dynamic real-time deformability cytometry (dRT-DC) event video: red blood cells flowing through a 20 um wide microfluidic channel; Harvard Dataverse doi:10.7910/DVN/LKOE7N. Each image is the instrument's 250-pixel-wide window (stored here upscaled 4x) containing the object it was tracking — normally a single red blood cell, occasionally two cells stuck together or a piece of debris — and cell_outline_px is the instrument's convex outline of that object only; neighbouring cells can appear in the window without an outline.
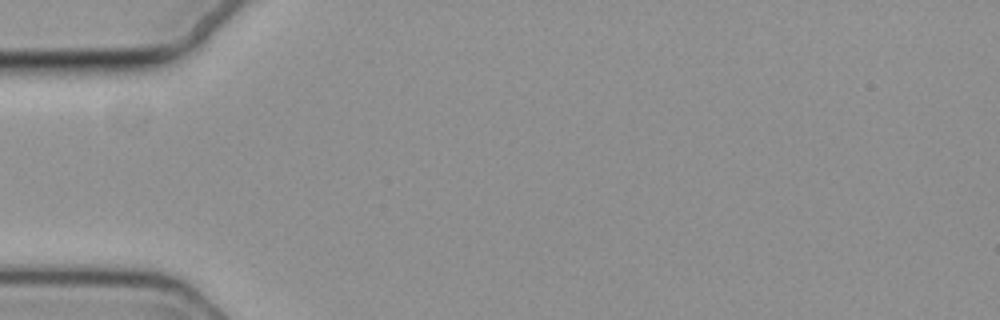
{"species": "common noctule bat (a hibernating species)", "species_latin": "Nyctalus noctula", "temperature_condition": "cold", "stored_images_in_passage": 4, "camera_frame_rate_fps": 3000, "um_per_image_px": 0.085, "animal": {"sex": "female", "body_mass_g": 19.3, "forearm_length_mm": 54.1}, "frame": {"image": 1, "passage_image": 1, "time_ms": 0.0, "image_size_px": [1000, 320], "cell_outline_px": [[188, 284], [180, 284], [12, 272], [12, 268], [20, 264], [92, 264], [160, 272], [184, 280]], "centroid_in_image_um": [8.32, 23.16], "position_along_channel_um": 76.7, "area_um2": 13.47}}